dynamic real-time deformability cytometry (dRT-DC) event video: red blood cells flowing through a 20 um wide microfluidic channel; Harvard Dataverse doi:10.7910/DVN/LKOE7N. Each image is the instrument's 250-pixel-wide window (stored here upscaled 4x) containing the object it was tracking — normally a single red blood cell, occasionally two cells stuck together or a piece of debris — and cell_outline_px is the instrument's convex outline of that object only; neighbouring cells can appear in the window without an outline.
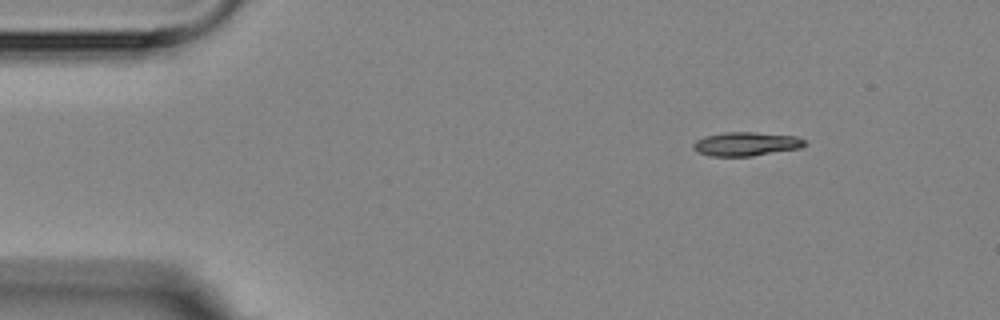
{"species": "Egyptian fruit bat (a non-hibernating species)", "species_latin": "Rousettus aegyptiacus", "temperature_condition": "room temperature", "stored_images_in_passage": 4, "camera_frame_rate_fps": 3000, "um_per_image_px": 0.085, "animal": {"sex": "female"}, "frame": {"image": 1, "passage_image": 1, "time_ms": 0.0, "image_size_px": [1000, 320], "cell_outline_px": [[808, 144], [800, 148], [752, 156], [712, 156], [696, 152], [692, 148], [692, 144], [696, 140], [704, 136], [724, 132], [756, 132], [796, 136], [804, 140]], "centroid_in_image_um": [63.4, 12.23], "position_along_channel_um": 21.6, "area_um2": 15.61}}
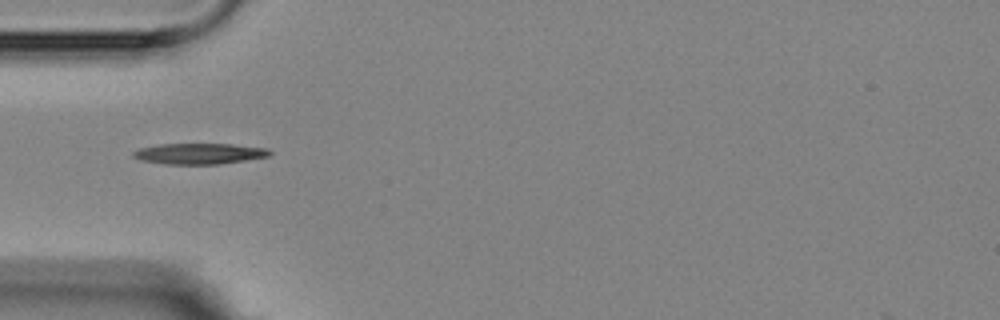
{"frame": {"image": 2, "passage_image": 4, "time_ms": 3.333, "image_size_px": [1000, 320], "cell_outline_px": [[272, 152], [268, 156], [220, 164], [164, 164], [140, 160], [132, 156], [132, 152], [140, 148], [160, 144], [232, 144], [268, 148]], "centroid_in_image_um": [16.92, 13.06], "position_along_channel_um": 68.1, "area_um2": 16.53}}